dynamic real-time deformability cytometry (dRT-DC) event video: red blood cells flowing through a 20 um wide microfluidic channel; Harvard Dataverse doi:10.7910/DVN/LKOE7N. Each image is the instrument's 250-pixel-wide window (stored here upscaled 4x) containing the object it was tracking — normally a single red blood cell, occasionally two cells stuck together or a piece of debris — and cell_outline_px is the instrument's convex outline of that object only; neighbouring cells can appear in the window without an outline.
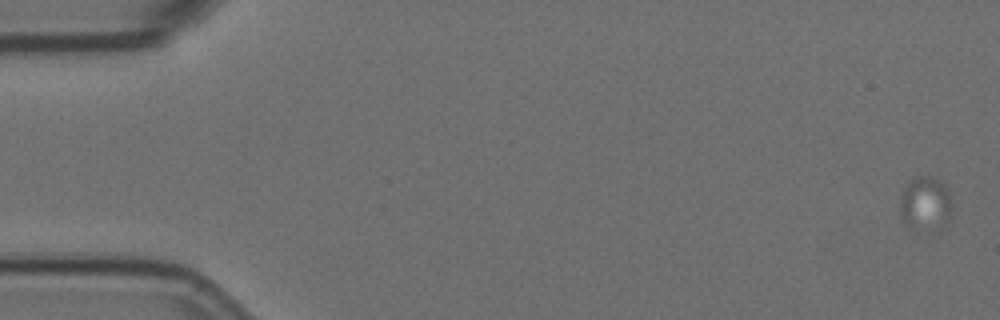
{"species": "Egyptian fruit bat (a non-hibernating species)", "species_latin": "Rousettus aegyptiacus", "temperature_condition": "room temperature", "stored_images_in_passage": 9, "camera_frame_rate_fps": 3000, "um_per_image_px": 0.085, "animal": {"sex": "female"}, "frame": {"image": 1, "passage_image": 1, "time_ms": 0.0, "image_size_px": [1000, 320], "cell_outline_px": [[948, 220], [944, 224], [912, 228], [908, 228], [904, 224], [900, 216], [900, 196], [904, 188], [912, 180], [920, 176], [928, 176], [944, 184], [948, 192]], "centroid_in_image_um": [78.55, 17.26], "position_along_channel_um": 6.4, "area_um2": 15.26}}
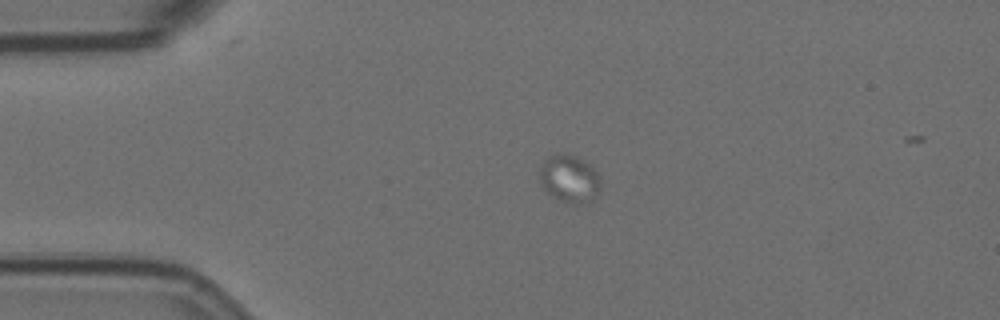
{"frame": {"image": 2, "passage_image": 6, "time_ms": 1.667, "image_size_px": [1000, 320], "cell_outline_px": [[600, 192], [588, 204], [568, 204], [552, 196], [540, 184], [540, 168], [544, 160], [548, 156], [560, 152], [564, 152], [576, 156], [584, 160], [596, 172], [600, 180]], "centroid_in_image_um": [48.4, 15.2], "position_along_channel_um": 36.6, "area_um2": 17.22}}